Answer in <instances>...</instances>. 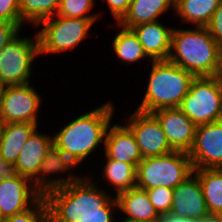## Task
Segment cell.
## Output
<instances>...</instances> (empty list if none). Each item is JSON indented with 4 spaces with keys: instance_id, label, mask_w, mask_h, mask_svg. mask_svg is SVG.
<instances>
[{
    "instance_id": "cell-1",
    "label": "cell",
    "mask_w": 222,
    "mask_h": 222,
    "mask_svg": "<svg viewBox=\"0 0 222 222\" xmlns=\"http://www.w3.org/2000/svg\"><path fill=\"white\" fill-rule=\"evenodd\" d=\"M97 183L92 175H81L68 186L47 193L49 222H79L89 214L118 213L114 193Z\"/></svg>"
},
{
    "instance_id": "cell-2",
    "label": "cell",
    "mask_w": 222,
    "mask_h": 222,
    "mask_svg": "<svg viewBox=\"0 0 222 222\" xmlns=\"http://www.w3.org/2000/svg\"><path fill=\"white\" fill-rule=\"evenodd\" d=\"M116 108L112 101H106L93 110L77 116L64 124L52 135L53 144L76 166L84 165L85 159L95 154L99 147L104 148L108 127L114 123Z\"/></svg>"
},
{
    "instance_id": "cell-3",
    "label": "cell",
    "mask_w": 222,
    "mask_h": 222,
    "mask_svg": "<svg viewBox=\"0 0 222 222\" xmlns=\"http://www.w3.org/2000/svg\"><path fill=\"white\" fill-rule=\"evenodd\" d=\"M173 28L168 61L195 77L212 76L216 68L219 45L207 27Z\"/></svg>"
},
{
    "instance_id": "cell-4",
    "label": "cell",
    "mask_w": 222,
    "mask_h": 222,
    "mask_svg": "<svg viewBox=\"0 0 222 222\" xmlns=\"http://www.w3.org/2000/svg\"><path fill=\"white\" fill-rule=\"evenodd\" d=\"M146 92L136 110L179 107L195 76L168 60L151 61Z\"/></svg>"
},
{
    "instance_id": "cell-5",
    "label": "cell",
    "mask_w": 222,
    "mask_h": 222,
    "mask_svg": "<svg viewBox=\"0 0 222 222\" xmlns=\"http://www.w3.org/2000/svg\"><path fill=\"white\" fill-rule=\"evenodd\" d=\"M100 18H69L55 15L41 21L36 27L39 55L59 54L78 47Z\"/></svg>"
},
{
    "instance_id": "cell-6",
    "label": "cell",
    "mask_w": 222,
    "mask_h": 222,
    "mask_svg": "<svg viewBox=\"0 0 222 222\" xmlns=\"http://www.w3.org/2000/svg\"><path fill=\"white\" fill-rule=\"evenodd\" d=\"M194 171L187 152L143 158L136 167V187L148 190L155 187L175 188Z\"/></svg>"
},
{
    "instance_id": "cell-7",
    "label": "cell",
    "mask_w": 222,
    "mask_h": 222,
    "mask_svg": "<svg viewBox=\"0 0 222 222\" xmlns=\"http://www.w3.org/2000/svg\"><path fill=\"white\" fill-rule=\"evenodd\" d=\"M20 32L0 50V85L2 87L32 83L34 61L39 57L37 33L21 37Z\"/></svg>"
},
{
    "instance_id": "cell-8",
    "label": "cell",
    "mask_w": 222,
    "mask_h": 222,
    "mask_svg": "<svg viewBox=\"0 0 222 222\" xmlns=\"http://www.w3.org/2000/svg\"><path fill=\"white\" fill-rule=\"evenodd\" d=\"M178 108L196 126L222 120V85L212 76L195 77Z\"/></svg>"
},
{
    "instance_id": "cell-9",
    "label": "cell",
    "mask_w": 222,
    "mask_h": 222,
    "mask_svg": "<svg viewBox=\"0 0 222 222\" xmlns=\"http://www.w3.org/2000/svg\"><path fill=\"white\" fill-rule=\"evenodd\" d=\"M32 83L2 87L0 115L5 123L39 124L42 96Z\"/></svg>"
},
{
    "instance_id": "cell-10",
    "label": "cell",
    "mask_w": 222,
    "mask_h": 222,
    "mask_svg": "<svg viewBox=\"0 0 222 222\" xmlns=\"http://www.w3.org/2000/svg\"><path fill=\"white\" fill-rule=\"evenodd\" d=\"M128 114L124 121L136 138L142 158L162 156L173 152L158 119L139 110Z\"/></svg>"
},
{
    "instance_id": "cell-11",
    "label": "cell",
    "mask_w": 222,
    "mask_h": 222,
    "mask_svg": "<svg viewBox=\"0 0 222 222\" xmlns=\"http://www.w3.org/2000/svg\"><path fill=\"white\" fill-rule=\"evenodd\" d=\"M74 168L78 167L53 144L45 154L39 172L32 183L35 189L44 197L50 191L64 188L78 179L82 174L71 172ZM66 172L68 175L63 174ZM57 173L58 175L62 173L63 178L57 176Z\"/></svg>"
},
{
    "instance_id": "cell-12",
    "label": "cell",
    "mask_w": 222,
    "mask_h": 222,
    "mask_svg": "<svg viewBox=\"0 0 222 222\" xmlns=\"http://www.w3.org/2000/svg\"><path fill=\"white\" fill-rule=\"evenodd\" d=\"M188 154L194 169H222V120L196 126Z\"/></svg>"
},
{
    "instance_id": "cell-13",
    "label": "cell",
    "mask_w": 222,
    "mask_h": 222,
    "mask_svg": "<svg viewBox=\"0 0 222 222\" xmlns=\"http://www.w3.org/2000/svg\"><path fill=\"white\" fill-rule=\"evenodd\" d=\"M42 197L30 179L14 174L0 181V215L6 218L23 212Z\"/></svg>"
},
{
    "instance_id": "cell-14",
    "label": "cell",
    "mask_w": 222,
    "mask_h": 222,
    "mask_svg": "<svg viewBox=\"0 0 222 222\" xmlns=\"http://www.w3.org/2000/svg\"><path fill=\"white\" fill-rule=\"evenodd\" d=\"M169 213L198 221L211 217L200 180L194 172L173 189V201Z\"/></svg>"
},
{
    "instance_id": "cell-15",
    "label": "cell",
    "mask_w": 222,
    "mask_h": 222,
    "mask_svg": "<svg viewBox=\"0 0 222 222\" xmlns=\"http://www.w3.org/2000/svg\"><path fill=\"white\" fill-rule=\"evenodd\" d=\"M152 114L158 119L170 147L188 153L195 140L194 122L178 107L158 109Z\"/></svg>"
},
{
    "instance_id": "cell-16",
    "label": "cell",
    "mask_w": 222,
    "mask_h": 222,
    "mask_svg": "<svg viewBox=\"0 0 222 222\" xmlns=\"http://www.w3.org/2000/svg\"><path fill=\"white\" fill-rule=\"evenodd\" d=\"M104 155L120 162L130 163L135 168L142 161L136 138L125 124H111L106 132Z\"/></svg>"
},
{
    "instance_id": "cell-17",
    "label": "cell",
    "mask_w": 222,
    "mask_h": 222,
    "mask_svg": "<svg viewBox=\"0 0 222 222\" xmlns=\"http://www.w3.org/2000/svg\"><path fill=\"white\" fill-rule=\"evenodd\" d=\"M53 145V136L48 133L39 132L38 128L25 142L16 163L14 164L15 173L26 177L31 181L39 172L45 154Z\"/></svg>"
},
{
    "instance_id": "cell-18",
    "label": "cell",
    "mask_w": 222,
    "mask_h": 222,
    "mask_svg": "<svg viewBox=\"0 0 222 222\" xmlns=\"http://www.w3.org/2000/svg\"><path fill=\"white\" fill-rule=\"evenodd\" d=\"M174 27L161 21L148 22L131 29L137 35L146 55L152 61L167 60L171 49V35Z\"/></svg>"
},
{
    "instance_id": "cell-19",
    "label": "cell",
    "mask_w": 222,
    "mask_h": 222,
    "mask_svg": "<svg viewBox=\"0 0 222 222\" xmlns=\"http://www.w3.org/2000/svg\"><path fill=\"white\" fill-rule=\"evenodd\" d=\"M115 198L118 213H123L120 221H155L161 218L146 190L134 187L117 194ZM123 215L126 217L123 218Z\"/></svg>"
},
{
    "instance_id": "cell-20",
    "label": "cell",
    "mask_w": 222,
    "mask_h": 222,
    "mask_svg": "<svg viewBox=\"0 0 222 222\" xmlns=\"http://www.w3.org/2000/svg\"><path fill=\"white\" fill-rule=\"evenodd\" d=\"M170 9L175 11V0H132L128 12L118 24L131 29L141 24L158 21L159 17Z\"/></svg>"
},
{
    "instance_id": "cell-21",
    "label": "cell",
    "mask_w": 222,
    "mask_h": 222,
    "mask_svg": "<svg viewBox=\"0 0 222 222\" xmlns=\"http://www.w3.org/2000/svg\"><path fill=\"white\" fill-rule=\"evenodd\" d=\"M38 125L29 122L5 123L0 133V157L14 165L25 142L39 128Z\"/></svg>"
},
{
    "instance_id": "cell-22",
    "label": "cell",
    "mask_w": 222,
    "mask_h": 222,
    "mask_svg": "<svg viewBox=\"0 0 222 222\" xmlns=\"http://www.w3.org/2000/svg\"><path fill=\"white\" fill-rule=\"evenodd\" d=\"M222 0H175V15L183 24L206 27Z\"/></svg>"
},
{
    "instance_id": "cell-23",
    "label": "cell",
    "mask_w": 222,
    "mask_h": 222,
    "mask_svg": "<svg viewBox=\"0 0 222 222\" xmlns=\"http://www.w3.org/2000/svg\"><path fill=\"white\" fill-rule=\"evenodd\" d=\"M103 158H105L101 160L104 162H102L103 172L101 171L102 175H100L102 178L98 180L107 181L108 186H112L111 188L114 189V196L136 187V168L132 164L113 160L106 156Z\"/></svg>"
},
{
    "instance_id": "cell-24",
    "label": "cell",
    "mask_w": 222,
    "mask_h": 222,
    "mask_svg": "<svg viewBox=\"0 0 222 222\" xmlns=\"http://www.w3.org/2000/svg\"><path fill=\"white\" fill-rule=\"evenodd\" d=\"M200 180L205 203L211 216H222V169L201 168L193 171Z\"/></svg>"
},
{
    "instance_id": "cell-25",
    "label": "cell",
    "mask_w": 222,
    "mask_h": 222,
    "mask_svg": "<svg viewBox=\"0 0 222 222\" xmlns=\"http://www.w3.org/2000/svg\"><path fill=\"white\" fill-rule=\"evenodd\" d=\"M117 24L119 28V32L115 34L112 40V49L113 53L116 55V58L120 60V62L135 64L141 62L148 58V60L152 61L145 53L143 46L139 42L137 35L134 33L132 29L122 27ZM145 58V59H144Z\"/></svg>"
},
{
    "instance_id": "cell-26",
    "label": "cell",
    "mask_w": 222,
    "mask_h": 222,
    "mask_svg": "<svg viewBox=\"0 0 222 222\" xmlns=\"http://www.w3.org/2000/svg\"><path fill=\"white\" fill-rule=\"evenodd\" d=\"M60 0H20L21 21L36 26L43 20L54 17Z\"/></svg>"
},
{
    "instance_id": "cell-27",
    "label": "cell",
    "mask_w": 222,
    "mask_h": 222,
    "mask_svg": "<svg viewBox=\"0 0 222 222\" xmlns=\"http://www.w3.org/2000/svg\"><path fill=\"white\" fill-rule=\"evenodd\" d=\"M95 0H60L56 15L69 18H99L98 12L91 14Z\"/></svg>"
},
{
    "instance_id": "cell-28",
    "label": "cell",
    "mask_w": 222,
    "mask_h": 222,
    "mask_svg": "<svg viewBox=\"0 0 222 222\" xmlns=\"http://www.w3.org/2000/svg\"><path fill=\"white\" fill-rule=\"evenodd\" d=\"M3 222H49L45 198L42 197L34 206L23 212L3 218Z\"/></svg>"
},
{
    "instance_id": "cell-29",
    "label": "cell",
    "mask_w": 222,
    "mask_h": 222,
    "mask_svg": "<svg viewBox=\"0 0 222 222\" xmlns=\"http://www.w3.org/2000/svg\"><path fill=\"white\" fill-rule=\"evenodd\" d=\"M146 191L151 204L160 216L170 212L173 201V188L155 187Z\"/></svg>"
},
{
    "instance_id": "cell-30",
    "label": "cell",
    "mask_w": 222,
    "mask_h": 222,
    "mask_svg": "<svg viewBox=\"0 0 222 222\" xmlns=\"http://www.w3.org/2000/svg\"><path fill=\"white\" fill-rule=\"evenodd\" d=\"M0 21L16 23L21 28L20 0H0Z\"/></svg>"
},
{
    "instance_id": "cell-31",
    "label": "cell",
    "mask_w": 222,
    "mask_h": 222,
    "mask_svg": "<svg viewBox=\"0 0 222 222\" xmlns=\"http://www.w3.org/2000/svg\"><path fill=\"white\" fill-rule=\"evenodd\" d=\"M206 27L218 45L222 46V1Z\"/></svg>"
},
{
    "instance_id": "cell-32",
    "label": "cell",
    "mask_w": 222,
    "mask_h": 222,
    "mask_svg": "<svg viewBox=\"0 0 222 222\" xmlns=\"http://www.w3.org/2000/svg\"><path fill=\"white\" fill-rule=\"evenodd\" d=\"M103 4L106 3L113 20L118 23L124 15L128 12L132 0H102Z\"/></svg>"
},
{
    "instance_id": "cell-33",
    "label": "cell",
    "mask_w": 222,
    "mask_h": 222,
    "mask_svg": "<svg viewBox=\"0 0 222 222\" xmlns=\"http://www.w3.org/2000/svg\"><path fill=\"white\" fill-rule=\"evenodd\" d=\"M19 32H21V27L16 23L0 21V50Z\"/></svg>"
},
{
    "instance_id": "cell-34",
    "label": "cell",
    "mask_w": 222,
    "mask_h": 222,
    "mask_svg": "<svg viewBox=\"0 0 222 222\" xmlns=\"http://www.w3.org/2000/svg\"><path fill=\"white\" fill-rule=\"evenodd\" d=\"M116 214H89L85 215L79 222H118Z\"/></svg>"
},
{
    "instance_id": "cell-35",
    "label": "cell",
    "mask_w": 222,
    "mask_h": 222,
    "mask_svg": "<svg viewBox=\"0 0 222 222\" xmlns=\"http://www.w3.org/2000/svg\"><path fill=\"white\" fill-rule=\"evenodd\" d=\"M15 173L14 165L6 162L0 157V181L13 176Z\"/></svg>"
},
{
    "instance_id": "cell-36",
    "label": "cell",
    "mask_w": 222,
    "mask_h": 222,
    "mask_svg": "<svg viewBox=\"0 0 222 222\" xmlns=\"http://www.w3.org/2000/svg\"><path fill=\"white\" fill-rule=\"evenodd\" d=\"M212 77L222 85V46H219L216 68Z\"/></svg>"
},
{
    "instance_id": "cell-37",
    "label": "cell",
    "mask_w": 222,
    "mask_h": 222,
    "mask_svg": "<svg viewBox=\"0 0 222 222\" xmlns=\"http://www.w3.org/2000/svg\"><path fill=\"white\" fill-rule=\"evenodd\" d=\"M160 220H161V222H201L198 220H190L185 217L172 215L171 213H168L166 215H162Z\"/></svg>"
},
{
    "instance_id": "cell-38",
    "label": "cell",
    "mask_w": 222,
    "mask_h": 222,
    "mask_svg": "<svg viewBox=\"0 0 222 222\" xmlns=\"http://www.w3.org/2000/svg\"><path fill=\"white\" fill-rule=\"evenodd\" d=\"M201 222H222V218L221 217H216V216H211L208 219H205Z\"/></svg>"
},
{
    "instance_id": "cell-39",
    "label": "cell",
    "mask_w": 222,
    "mask_h": 222,
    "mask_svg": "<svg viewBox=\"0 0 222 222\" xmlns=\"http://www.w3.org/2000/svg\"><path fill=\"white\" fill-rule=\"evenodd\" d=\"M118 222H161V220H155V221H118Z\"/></svg>"
},
{
    "instance_id": "cell-40",
    "label": "cell",
    "mask_w": 222,
    "mask_h": 222,
    "mask_svg": "<svg viewBox=\"0 0 222 222\" xmlns=\"http://www.w3.org/2000/svg\"><path fill=\"white\" fill-rule=\"evenodd\" d=\"M3 125H4V122H3L2 117L0 115V133L2 132Z\"/></svg>"
},
{
    "instance_id": "cell-41",
    "label": "cell",
    "mask_w": 222,
    "mask_h": 222,
    "mask_svg": "<svg viewBox=\"0 0 222 222\" xmlns=\"http://www.w3.org/2000/svg\"><path fill=\"white\" fill-rule=\"evenodd\" d=\"M0 222H3V217L0 215Z\"/></svg>"
}]
</instances>
